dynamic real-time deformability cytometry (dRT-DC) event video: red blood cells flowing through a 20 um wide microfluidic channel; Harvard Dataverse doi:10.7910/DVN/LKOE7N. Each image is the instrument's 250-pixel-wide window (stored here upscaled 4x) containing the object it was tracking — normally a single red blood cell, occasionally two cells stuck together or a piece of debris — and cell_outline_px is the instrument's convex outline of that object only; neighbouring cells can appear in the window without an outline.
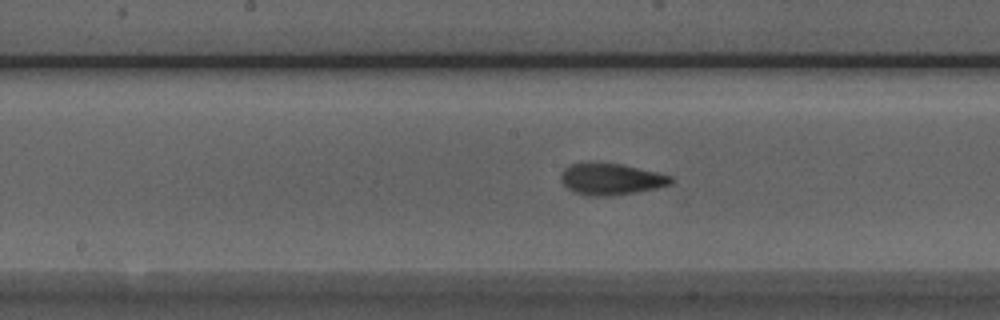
{"species": "Egyptian fruit bat (a non-hibernating species)", "species_latin": "Rousettus aegyptiacus", "temperature_condition": "room temperature", "stored_images_in_passage": 48, "camera_frame_rate_fps": 3000, "um_per_image_px": 0.085, "animal": {"sex": "male"}, "frame": {"image": 1, "passage_image": 21, "time_ms": 6.667, "image_size_px": [1000, 320], "cell_outline_px": [[676, 180], [668, 184], [656, 188], [636, 192], [608, 196], [588, 196], [576, 192], [568, 188], [560, 180], [560, 176], [564, 168], [572, 164], [620, 164], [656, 172], [672, 176]], "centroid_in_image_um": [51.95, 15.24], "position_along_channel_um": 196.3, "area_um2": 19.71}}
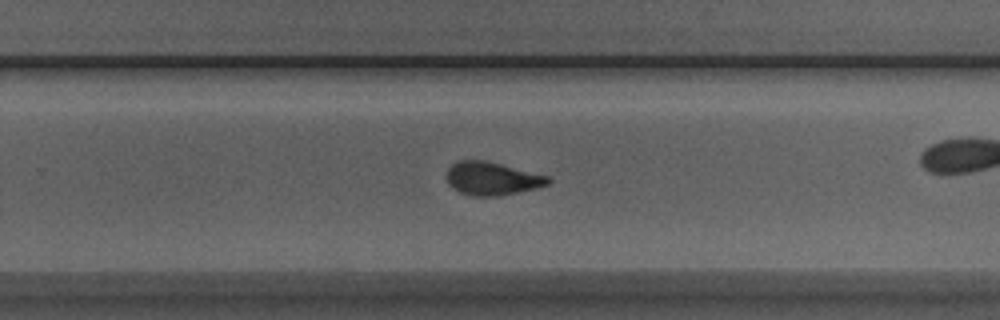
{"frame": {"image": 2, "passage_image": 28, "time_ms": 9.0, "image_size_px": [1000, 320], "cell_outline_px": [[552, 180], [548, 184], [536, 188], [496, 196], [472, 196], [460, 192], [452, 188], [448, 184], [448, 168], [456, 160], [484, 160], [548, 176]], "centroid_in_image_um": [41.8, 15.17], "position_along_channel_um": 288.0, "area_um2": 19.36}, "authors_computed_cell_mechanics": {"area_um2": 19.652, "velocity_mm_per_s": 3.9548, "shape_relaxation_time_tau1_ms": 6.7513, "shape_relaxation_time_tau2_ms": 1.7493, "deformation_change_tau1": 0.2071, "deformation_change_tau2": 0.0722}}